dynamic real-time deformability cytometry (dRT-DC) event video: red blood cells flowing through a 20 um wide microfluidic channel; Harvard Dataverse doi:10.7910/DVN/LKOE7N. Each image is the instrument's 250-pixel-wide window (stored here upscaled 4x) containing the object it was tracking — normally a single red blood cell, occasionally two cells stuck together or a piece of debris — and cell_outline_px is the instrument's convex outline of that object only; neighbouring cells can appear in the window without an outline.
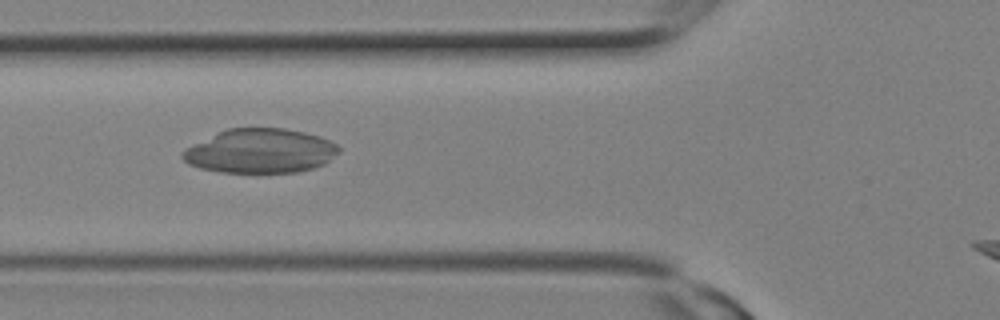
{"species": "Egyptian fruit bat (a non-hibernating species)", "species_latin": "Rousettus aegyptiacus", "temperature_condition": "room temperature", "stored_images_in_passage": 10, "camera_frame_rate_fps": 3000, "um_per_image_px": 0.085, "animal": {"sex": "female"}, "frame": {"image": 1, "passage_image": 9, "time_ms": 2.667, "image_size_px": [1000, 320], "cell_outline_px": [[340, 152], [324, 164], [300, 172], [220, 172], [200, 168], [188, 164], [180, 156], [180, 152], [184, 148], [228, 128], [284, 128], [304, 132], [320, 136], [336, 144], [340, 148]], "centroid_in_image_um": [22.11, 12.83], "position_along_channel_um": 103.7, "area_um2": 40.34}}